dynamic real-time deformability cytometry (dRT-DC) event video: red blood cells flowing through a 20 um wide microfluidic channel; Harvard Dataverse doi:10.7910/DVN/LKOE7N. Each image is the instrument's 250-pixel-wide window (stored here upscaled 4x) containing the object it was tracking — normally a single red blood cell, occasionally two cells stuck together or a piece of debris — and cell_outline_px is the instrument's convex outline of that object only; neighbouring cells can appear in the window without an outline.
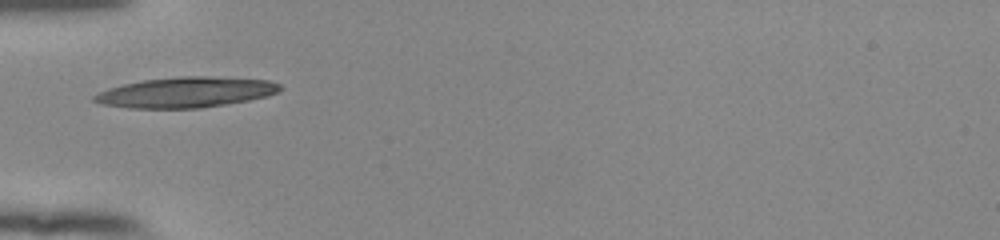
{"species": "human", "species_latin": "Homo sapiens", "temperature_condition": "room temperature", "stored_images_in_passage": 24, "camera_frame_rate_fps": 3000, "um_per_image_px": 0.085, "donor": {"sex": "female"}, "frame": {"image": 1, "passage_image": 1, "time_ms": 0.0, "image_size_px": [1000, 240], "cell_outline_px": [[284, 88], [280, 92], [268, 96], [248, 100], [200, 108], [128, 108], [100, 104], [92, 100], [92, 96], [108, 88], [124, 84], [144, 80], [180, 76], [204, 76], [268, 80], [280, 84]], "centroid_in_image_um": [15.81, 7.85], "position_along_channel_um": 69.2, "area_um2": 32.95}}
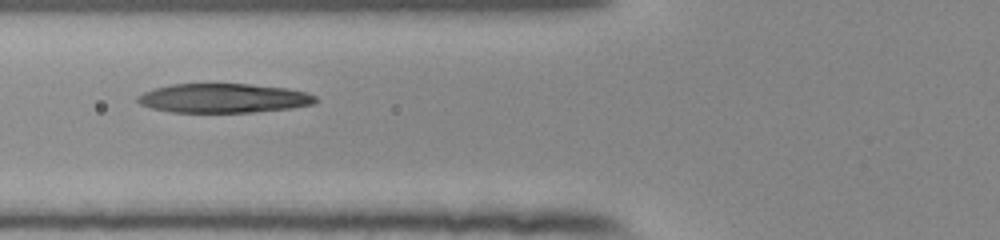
{"frame": {"image": 2, "passage_image": 4, "time_ms": 1.0, "image_size_px": [1000, 240], "cell_outline_px": [[320, 100], [312, 104], [292, 108], [252, 112], [172, 112], [152, 108], [140, 104], [136, 100], [136, 96], [144, 92], [156, 88], [172, 84], [248, 84], [288, 88], [308, 92], [316, 96]], "centroid_in_image_um": [19.04, 8.34], "position_along_channel_um": 106.8, "area_um2": 30.35}}
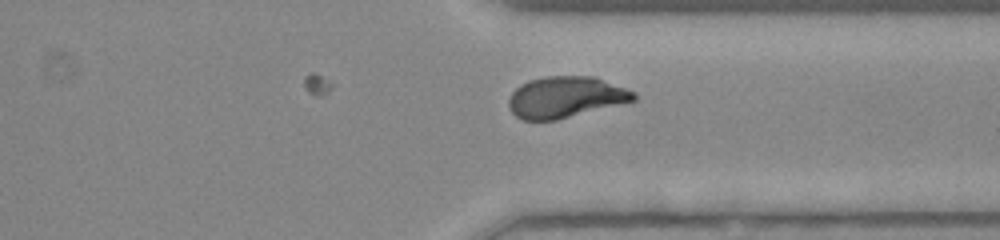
{"frame": {"image": 3, "passage_image": 24, "time_ms": 7.667, "image_size_px": [1000, 240], "cell_outline_px": [[636, 100], [556, 120], [520, 120], [508, 108], [508, 100], [512, 92], [520, 84], [528, 80], [544, 76], [592, 76], [636, 92]], "centroid_in_image_um": [48.03, 8.25], "position_along_channel_um": 363.4, "area_um2": 30.0}}